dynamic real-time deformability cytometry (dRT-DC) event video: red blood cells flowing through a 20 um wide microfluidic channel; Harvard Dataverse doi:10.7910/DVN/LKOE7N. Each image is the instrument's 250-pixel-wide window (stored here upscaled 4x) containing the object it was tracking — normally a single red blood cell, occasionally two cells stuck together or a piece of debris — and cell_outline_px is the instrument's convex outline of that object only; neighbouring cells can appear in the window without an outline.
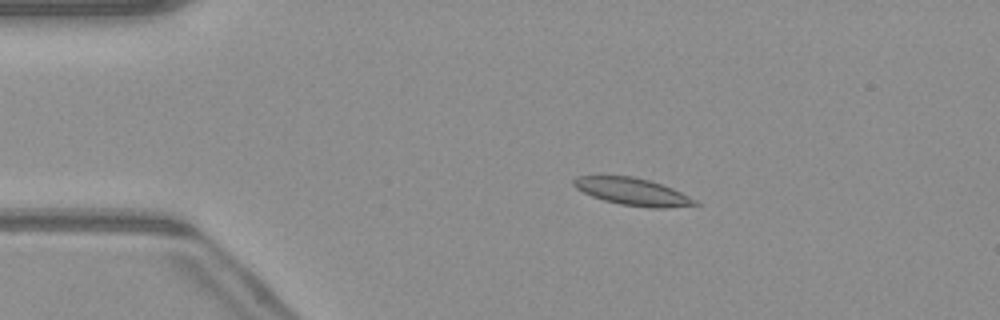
{"species": "common noctule bat (a hibernating species)", "species_latin": "Nyctalus noctula", "temperature_condition": "warm", "stored_images_in_passage": 50, "camera_frame_rate_fps": 3000, "um_per_image_px": 0.085, "animal": {"sex": "male", "body_mass_g": 23.1, "forearm_length_mm": 52.7}, "frame": {"image": 1, "passage_image": 9, "time_ms": 2.667, "image_size_px": [1000, 320], "cell_outline_px": [[700, 204], [664, 208], [652, 208], [620, 204], [604, 200], [592, 196], [576, 188], [572, 184], [572, 180], [576, 176], [600, 172], [632, 176], [648, 180], [672, 188], [696, 200]], "centroid_in_image_um": [53.64, 16.23], "position_along_channel_um": 31.4, "area_um2": 19.83}}
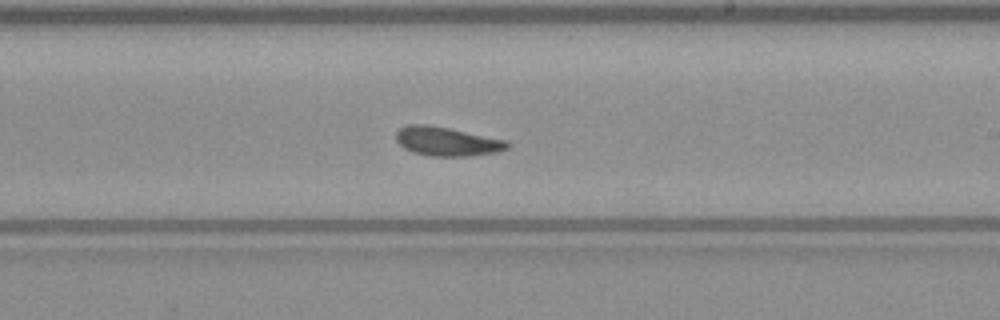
{"frame": {"image": 2, "passage_image": 29, "time_ms": 9.333, "image_size_px": [1000, 320], "cell_outline_px": [[512, 144], [508, 148], [496, 152], [468, 156], [428, 156], [412, 152], [404, 148], [396, 140], [396, 132], [404, 124], [428, 124], [508, 140]], "centroid_in_image_um": [37.98, 12.01], "position_along_channel_um": 251.0, "area_um2": 18.96}}
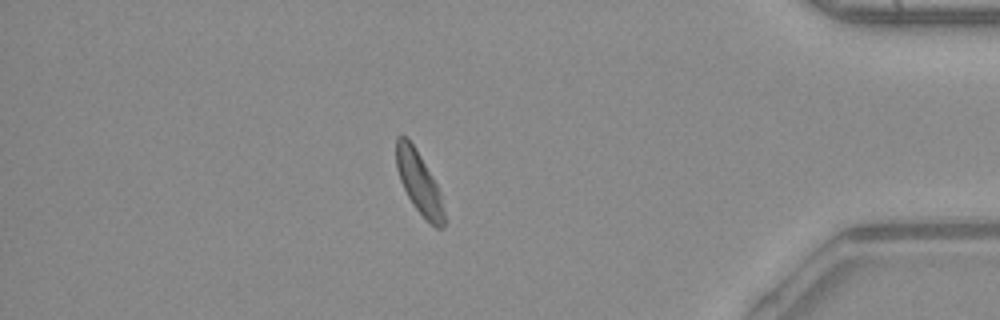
{"frame": {"image": 3, "passage_image": 43, "time_ms": 14.0, "image_size_px": [1000, 320], "cell_outline_px": [[444, 228], [436, 228], [412, 204], [400, 180], [396, 168], [396, 136], [408, 136], [432, 176], [436, 184], [440, 196], [444, 212]], "centroid_in_image_um": [35.58, 15.48], "position_along_channel_um": 399.6, "area_um2": 16.88}, "authors_computed_cell_mechanics": {"area_um2": 18.7561, "velocity_mm_per_s": 4.0602, "shape_relaxation_time_tau1_ms": 4.3853, "shape_relaxation_time_tau2_ms": 2.7415, "deformation_change_tau1": 0.1186, "deformation_change_tau2": 0.1013}}